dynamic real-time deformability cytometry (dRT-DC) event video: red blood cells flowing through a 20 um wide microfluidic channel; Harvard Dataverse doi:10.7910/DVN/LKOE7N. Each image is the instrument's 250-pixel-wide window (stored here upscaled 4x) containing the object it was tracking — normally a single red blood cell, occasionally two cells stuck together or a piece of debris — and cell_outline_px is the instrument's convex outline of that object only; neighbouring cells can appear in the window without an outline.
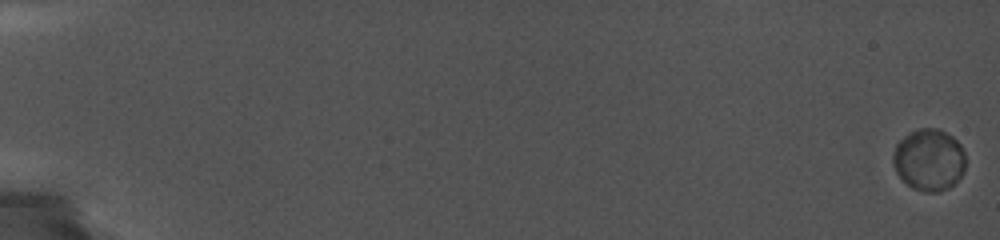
{"species": "common noctule bat (a hibernating species)", "species_latin": "Nyctalus noctula", "temperature_condition": "cold", "stored_images_in_passage": 100, "camera_frame_rate_fps": 5000, "um_per_image_px": 0.085, "animal": {"sex": "female", "body_mass_g": 19.0, "forearm_length_mm": 56.7}, "frame": {"image": 1, "passage_image": 1, "time_ms": 0.0, "image_size_px": [1000, 240], "cell_outline_px": [[964, 172], [948, 188], [940, 192], [924, 192], [912, 188], [896, 172], [892, 160], [892, 156], [896, 144], [904, 136], [920, 128], [936, 128], [952, 136], [960, 144], [964, 152]], "centroid_in_image_um": [78.95, 13.59], "position_along_channel_um": 6.0, "area_um2": 25.95}}
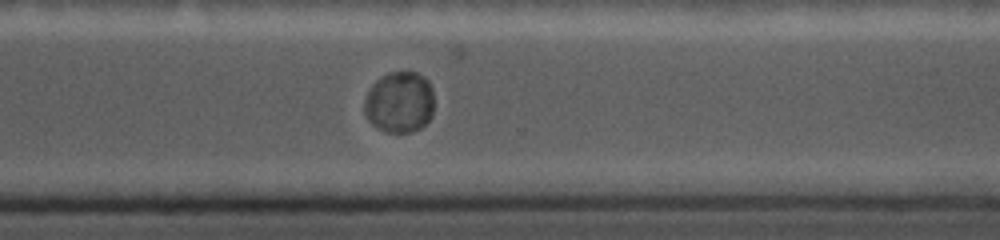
{"frame": {"image": 2, "passage_image": 80, "time_ms": 14.8, "image_size_px": [1000, 240], "cell_outline_px": [[432, 116], [420, 128], [412, 132], [384, 132], [376, 128], [368, 120], [364, 112], [364, 100], [372, 84], [380, 76], [388, 72], [416, 72], [424, 76], [428, 80], [432, 88]], "centroid_in_image_um": [33.93, 8.68], "position_along_channel_um": 336.7, "area_um2": 25.09}}
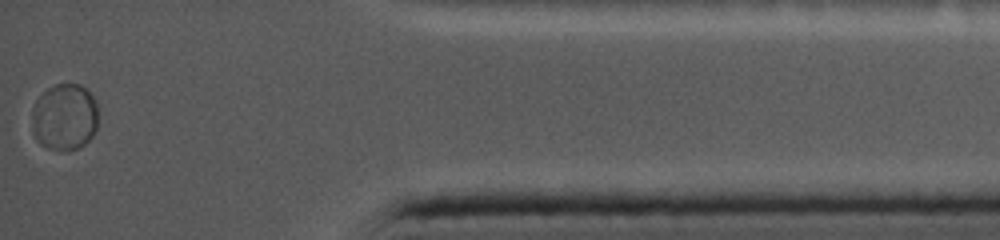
{"frame": {"image": 3, "passage_image": 100, "time_ms": 18.0, "image_size_px": [1000, 240], "cell_outline_px": [[96, 128], [92, 136], [80, 148], [68, 152], [48, 148], [36, 140], [36, 100], [48, 88], [56, 84], [80, 84], [96, 100]], "centroid_in_image_um": [5.56, 9.96], "position_along_channel_um": 429.6, "area_um2": 24.97}}